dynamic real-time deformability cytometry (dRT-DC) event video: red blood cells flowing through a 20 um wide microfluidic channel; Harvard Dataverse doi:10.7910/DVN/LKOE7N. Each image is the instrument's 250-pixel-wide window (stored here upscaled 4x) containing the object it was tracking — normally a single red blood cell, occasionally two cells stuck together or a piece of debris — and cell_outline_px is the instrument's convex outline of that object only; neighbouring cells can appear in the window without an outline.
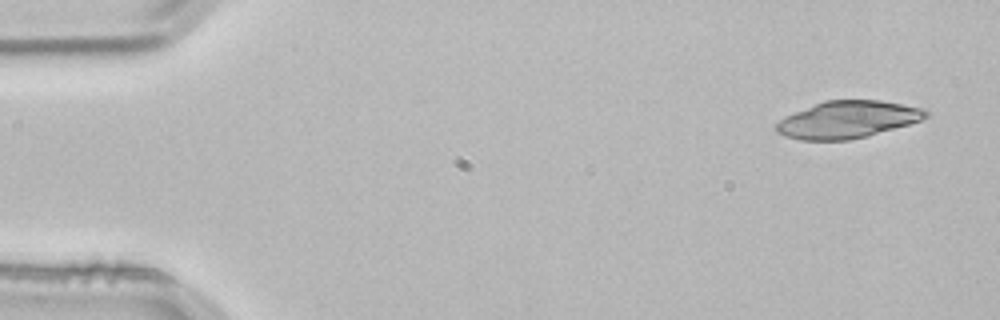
{"species": "common noctule bat (a hibernating species)", "species_latin": "Nyctalus noctula", "temperature_condition": "room temperature", "stored_images_in_passage": 4, "camera_frame_rate_fps": 3000, "um_per_image_px": 0.085, "animal": {"sex": "male", "body_mass_g": 21.5, "forearm_length_mm": 52.0}, "frame": {"image": 1, "passage_image": 1, "time_ms": 0.0, "image_size_px": [1000, 320], "cell_outline_px": [[928, 116], [920, 120], [908, 124], [868, 136], [848, 140], [800, 140], [784, 136], [776, 132], [776, 124], [780, 120], [796, 112], [824, 100], [880, 100], [924, 108], [928, 112]], "centroid_in_image_um": [72.05, 10.17], "position_along_channel_um": 12.9, "area_um2": 32.08}}
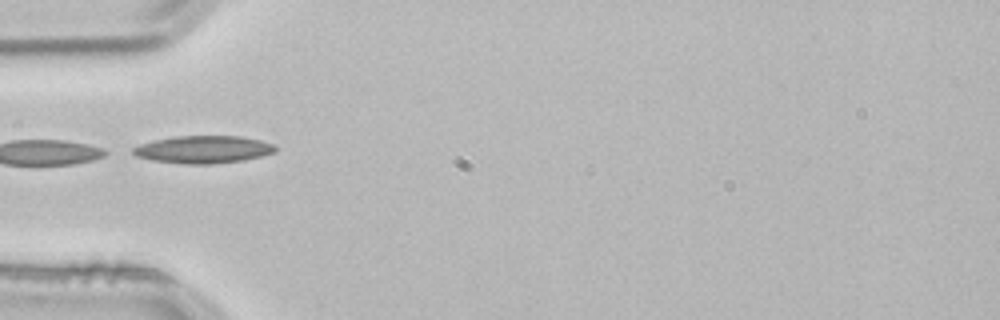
{"frame": {"image": 2, "passage_image": 4, "time_ms": 1.0, "image_size_px": [1000, 320], "cell_outline_px": [[276, 152], [244, 160], [212, 164], [184, 164], [152, 160], [136, 156], [132, 152], [132, 148], [140, 144], [156, 140], [176, 136], [240, 136], [260, 140], [272, 144], [276, 148]], "centroid_in_image_um": [17.28, 12.71], "position_along_channel_um": 67.7, "area_um2": 22.72}}